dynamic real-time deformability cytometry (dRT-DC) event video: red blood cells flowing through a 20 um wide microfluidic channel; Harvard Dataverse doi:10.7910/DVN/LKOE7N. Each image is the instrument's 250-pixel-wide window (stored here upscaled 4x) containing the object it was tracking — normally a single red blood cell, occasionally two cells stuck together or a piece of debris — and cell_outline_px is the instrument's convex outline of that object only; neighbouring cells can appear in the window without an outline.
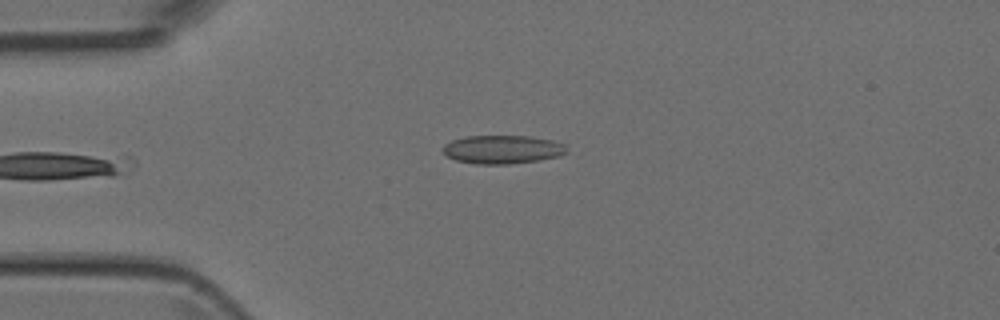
{"species": "Egyptian fruit bat (a non-hibernating species)", "species_latin": "Rousettus aegyptiacus", "temperature_condition": "room temperature", "stored_images_in_passage": 9, "camera_frame_rate_fps": 3000, "um_per_image_px": 0.085, "animal": {"sex": "female"}, "frame": {"image": 1, "passage_image": 5, "time_ms": 5.333, "image_size_px": [1000, 320], "cell_outline_px": [[568, 152], [560, 156], [540, 160], [508, 164], [476, 164], [456, 160], [444, 156], [444, 144], [452, 140], [468, 136], [532, 136], [552, 140], [568, 144]], "centroid_in_image_um": [42.77, 12.7], "position_along_channel_um": 42.2, "area_um2": 20.81}}
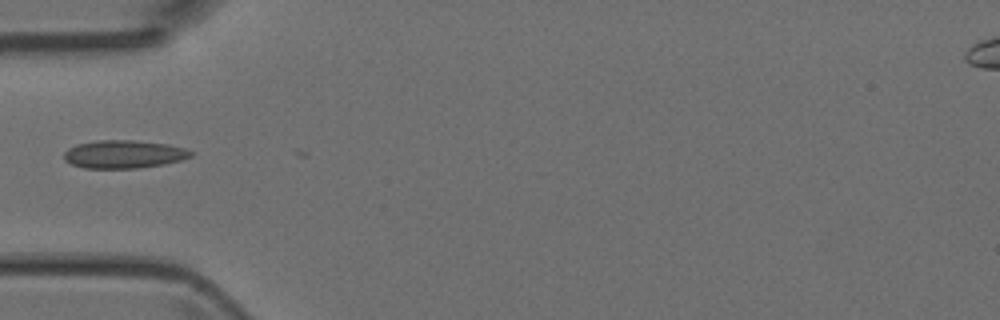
{"frame": {"image": 2, "passage_image": 6, "time_ms": 6.667, "image_size_px": [1000, 320], "cell_outline_px": [[192, 156], [180, 160], [164, 164], [136, 168], [84, 168], [72, 164], [64, 160], [64, 152], [68, 148], [76, 144], [96, 140], [136, 140], [168, 144], [184, 148], [192, 152]], "centroid_in_image_um": [10.49, 13.1], "position_along_channel_um": 74.5, "area_um2": 20.75}}
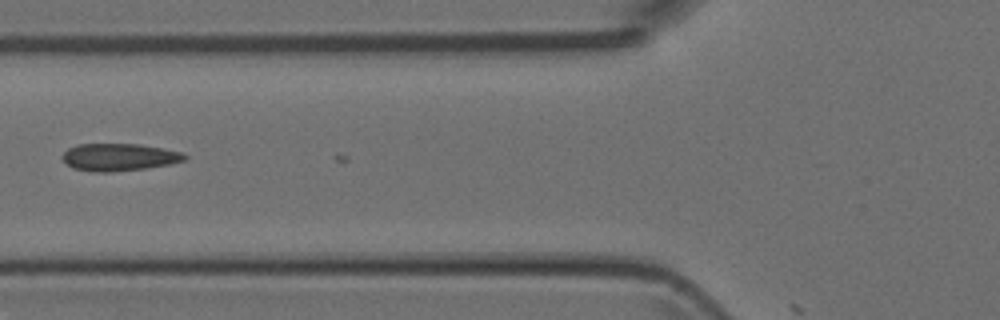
{"frame": {"image": 3, "passage_image": 7, "time_ms": 7.667, "image_size_px": [1000, 320], "cell_outline_px": [[188, 156], [184, 160], [168, 164], [144, 168], [112, 172], [96, 172], [72, 168], [64, 160], [64, 152], [68, 148], [76, 144], [136, 144], [164, 148], [184, 152]], "centroid_in_image_um": [10.14, 13.35], "position_along_channel_um": 115.7, "area_um2": 19.36}}